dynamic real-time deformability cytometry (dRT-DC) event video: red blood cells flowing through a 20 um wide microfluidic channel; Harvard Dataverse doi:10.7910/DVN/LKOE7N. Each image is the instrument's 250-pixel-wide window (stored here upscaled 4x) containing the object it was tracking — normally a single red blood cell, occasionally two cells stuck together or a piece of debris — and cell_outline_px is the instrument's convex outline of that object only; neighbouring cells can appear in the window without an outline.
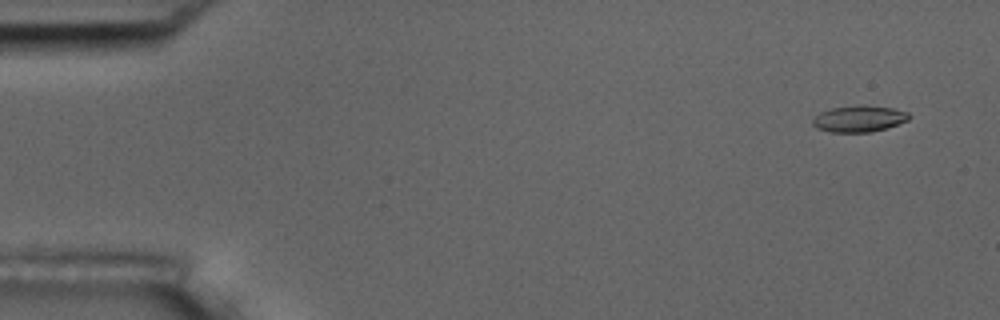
{"species": "common noctule bat (a hibernating species)", "species_latin": "Nyctalus noctula", "temperature_condition": "room temperature", "stored_images_in_passage": 56, "camera_frame_rate_fps": 3000, "um_per_image_px": 0.085, "animal": {"sex": "male", "body_mass_g": 17.5, "forearm_length_mm": 52.3}, "frame": {"image": 1, "passage_image": 4, "time_ms": 1.0, "image_size_px": [1000, 320], "cell_outline_px": [[912, 116], [908, 120], [888, 128], [872, 132], [828, 132], [816, 128], [812, 124], [812, 120], [820, 112], [832, 108], [860, 104], [864, 104], [892, 108], [908, 112]], "centroid_in_image_um": [73.03, 10.09], "position_along_channel_um": 12.0, "area_um2": 15.09}}
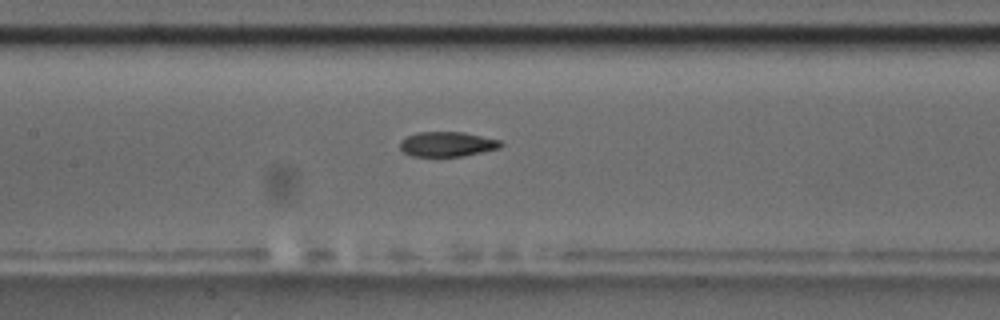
{"frame": {"image": 2, "passage_image": 27, "time_ms": 8.667, "image_size_px": [1000, 320], "cell_outline_px": [[504, 144], [500, 148], [460, 156], [412, 156], [404, 152], [400, 148], [400, 140], [416, 132], [464, 132], [500, 140]], "centroid_in_image_um": [38.0, 12.24], "position_along_channel_um": 169.4, "area_um2": 14.51}}
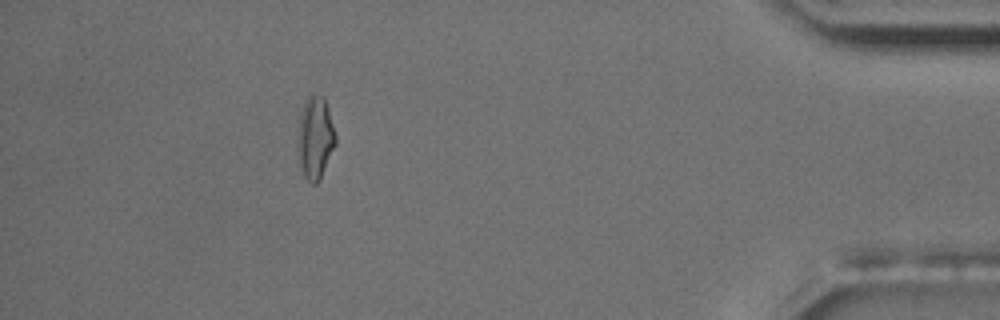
{"frame": {"image": 3, "passage_image": 51, "time_ms": 16.667, "image_size_px": [1000, 320], "cell_outline_px": [[336, 144], [320, 180], [316, 184], [312, 184], [304, 176], [296, 156], [296, 140], [300, 112], [308, 96], [312, 92], [324, 96], [328, 108], [336, 136]], "centroid_in_image_um": [26.76, 11.71], "position_along_channel_um": 408.4, "area_um2": 18.79}, "authors_computed_cell_mechanics": {"area_um2": 15.2014, "velocity_mm_per_s": 3.6403, "shape_relaxation_time_tau1_ms": null, "shape_relaxation_time_tau2_ms": 4.9089, "deformation_change_tau1": null, "deformation_change_tau2": 0.0916}}